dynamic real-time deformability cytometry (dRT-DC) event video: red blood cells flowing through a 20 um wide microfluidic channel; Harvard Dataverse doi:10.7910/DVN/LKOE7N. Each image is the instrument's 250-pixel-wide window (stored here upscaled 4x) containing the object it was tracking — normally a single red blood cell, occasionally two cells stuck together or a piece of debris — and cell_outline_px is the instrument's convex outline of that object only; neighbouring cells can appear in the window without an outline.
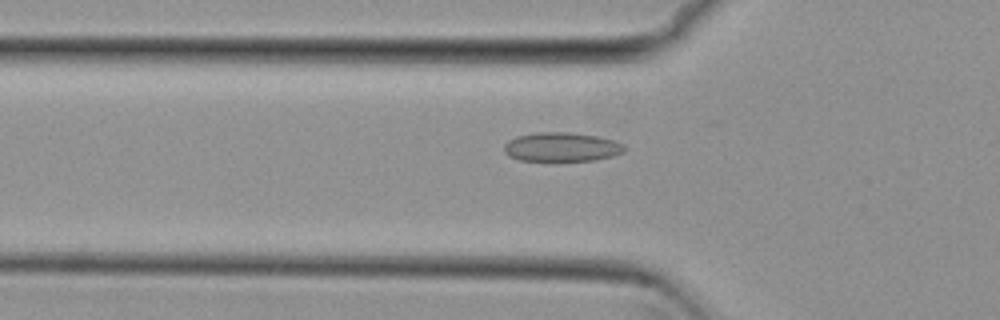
{"species": "common noctule bat (a hibernating species)", "species_latin": "Nyctalus noctula", "temperature_condition": "cold", "stored_images_in_passage": 54, "camera_frame_rate_fps": 3000, "um_per_image_px": 0.085, "animal": {"sex": "female", "body_mass_g": 29.2, "forearm_length_mm": 56.3}, "frame": {"image": 1, "passage_image": 18, "time_ms": 5.667, "image_size_px": [1000, 320], "cell_outline_px": [[628, 148], [624, 152], [612, 156], [596, 160], [556, 164], [552, 164], [520, 160], [508, 156], [504, 152], [504, 144], [508, 140], [516, 136], [536, 132], [572, 132], [596, 136], [616, 140], [624, 144]], "centroid_in_image_um": [47.74, 12.54], "position_along_channel_um": 78.1, "area_um2": 21.73}}
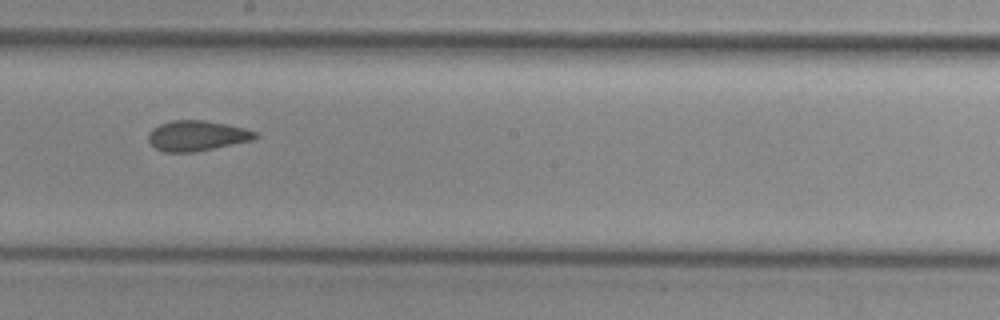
{"frame": {"image": 2, "passage_image": 30, "time_ms": 9.667, "image_size_px": [1000, 320], "cell_outline_px": [[260, 136], [252, 140], [192, 152], [164, 152], [156, 148], [148, 140], [148, 132], [152, 128], [160, 124], [172, 120], [204, 120], [228, 124], [244, 128], [256, 132]], "centroid_in_image_um": [16.72, 11.52], "position_along_channel_um": 231.5, "area_um2": 18.79}}
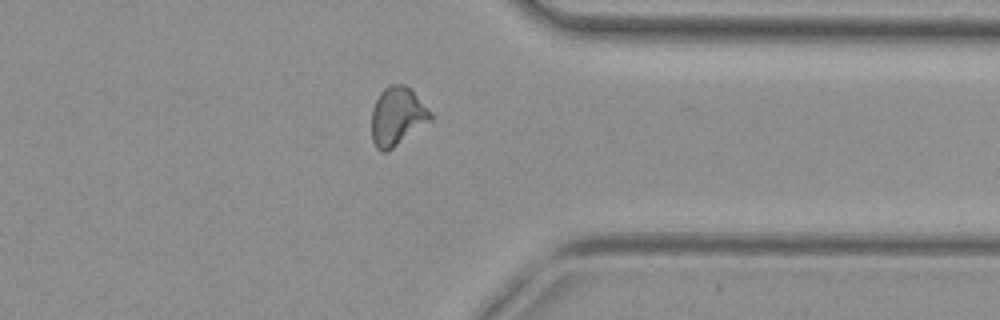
{"frame": {"image": 3, "passage_image": 42, "time_ms": 13.667, "image_size_px": [1000, 320], "cell_outline_px": [[432, 120], [392, 148], [384, 152], [380, 152], [376, 148], [372, 140], [372, 108], [380, 92], [388, 84], [404, 84], [412, 88], [432, 112]], "centroid_in_image_um": [33.78, 9.85], "position_along_channel_um": 377.6, "area_um2": 20.29}, "authors_computed_cell_mechanics": {"area_um2": 19.9988, "velocity_mm_per_s": 3.8197, "shape_relaxation_time_tau1_ms": null, "shape_relaxation_time_tau2_ms": 2.6163, "deformation_change_tau1": null, "deformation_change_tau2": 0.0825}}